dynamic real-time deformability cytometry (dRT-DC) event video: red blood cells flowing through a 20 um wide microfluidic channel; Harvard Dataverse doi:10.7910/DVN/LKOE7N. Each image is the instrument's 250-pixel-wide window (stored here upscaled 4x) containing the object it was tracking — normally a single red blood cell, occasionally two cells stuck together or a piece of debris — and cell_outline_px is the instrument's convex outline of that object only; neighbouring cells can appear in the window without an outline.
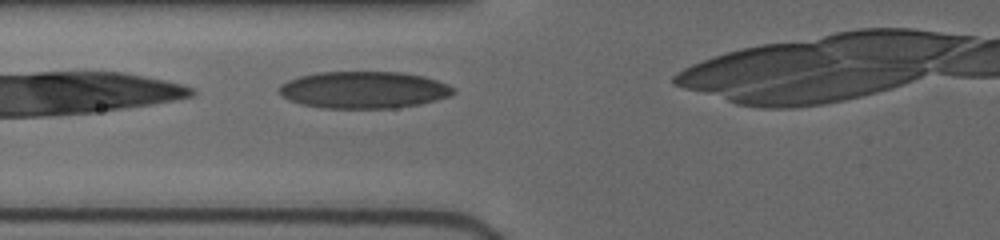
{"species": "human", "species_latin": "Homo sapiens", "temperature_condition": "cold", "stored_images_in_passage": 3, "camera_frame_rate_fps": 3000, "um_per_image_px": 0.085, "donor": {"sex": "female"}, "frame": {"image": 1, "passage_image": 2, "time_ms": 0.667, "image_size_px": [1000, 240], "cell_outline_px": [[456, 92], [448, 96], [420, 104], [392, 108], [324, 108], [300, 104], [288, 100], [280, 96], [280, 84], [288, 80], [300, 76], [320, 72], [400, 72], [424, 76], [448, 84], [456, 88]], "centroid_in_image_um": [30.91, 7.64], "position_along_channel_um": 94.9, "area_um2": 37.57}}